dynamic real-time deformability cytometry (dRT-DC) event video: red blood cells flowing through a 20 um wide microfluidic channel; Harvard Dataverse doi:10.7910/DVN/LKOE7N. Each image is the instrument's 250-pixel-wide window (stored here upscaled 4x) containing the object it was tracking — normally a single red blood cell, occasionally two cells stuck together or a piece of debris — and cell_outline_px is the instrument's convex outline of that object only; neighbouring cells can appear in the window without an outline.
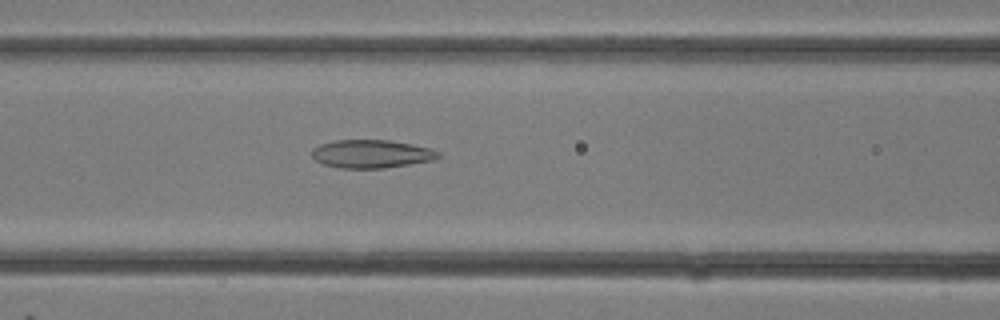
{"species": "common noctule bat (a hibernating species)", "species_latin": "Nyctalus noctula", "temperature_condition": "room temperature", "stored_images_in_passage": 11, "camera_frame_rate_fps": 3000, "um_per_image_px": 0.085, "animal": {"sex": "female"}, "frame": {"image": 1, "passage_image": 5, "time_ms": 1.333, "image_size_px": [1000, 320], "cell_outline_px": [[440, 156], [432, 160], [384, 168], [340, 168], [324, 164], [316, 160], [312, 156], [312, 148], [320, 144], [336, 140], [388, 140], [412, 144], [432, 148], [440, 152]], "centroid_in_image_um": [31.57, 13.07], "position_along_channel_um": 135.0, "area_um2": 20.69}}
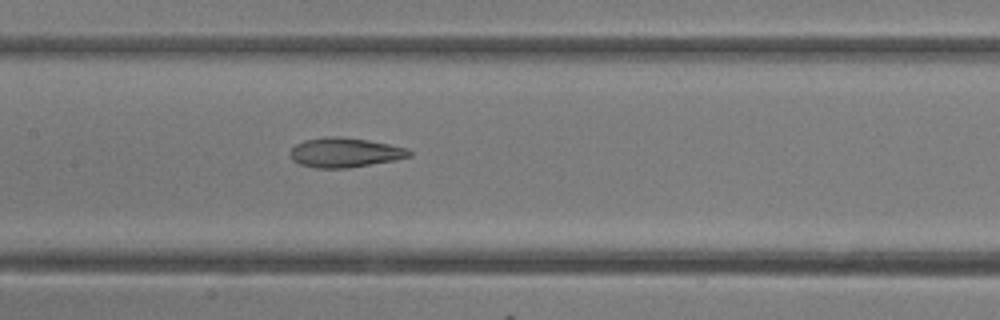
{"frame": {"image": 2, "passage_image": 7, "time_ms": 2.0, "image_size_px": [1000, 320], "cell_outline_px": [[412, 156], [396, 160], [348, 168], [312, 168], [300, 164], [292, 160], [292, 148], [296, 144], [304, 140], [324, 136], [340, 136], [368, 140], [408, 148], [412, 152]], "centroid_in_image_um": [29.34, 12.96], "position_along_channel_um": 178.1, "area_um2": 20.63}}
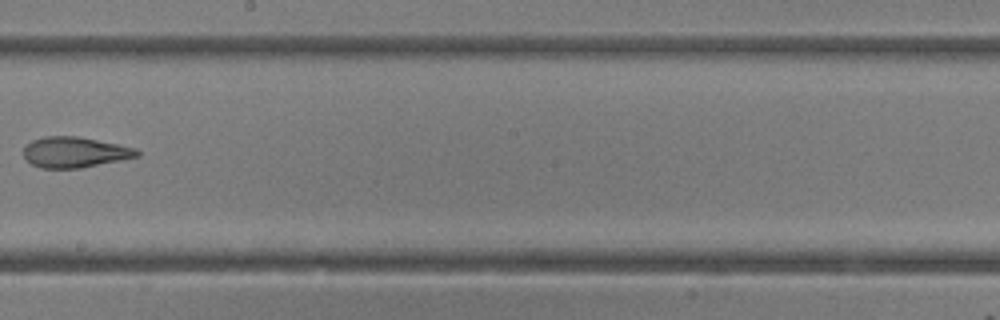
{"frame": {"image": 3, "passage_image": 10, "time_ms": 3.0, "image_size_px": [1000, 320], "cell_outline_px": [[140, 156], [80, 168], [40, 168], [32, 164], [24, 156], [24, 148], [32, 140], [44, 136], [76, 136], [136, 148], [140, 152]], "centroid_in_image_um": [6.35, 12.94], "position_along_channel_um": 241.9, "area_um2": 20.0}}